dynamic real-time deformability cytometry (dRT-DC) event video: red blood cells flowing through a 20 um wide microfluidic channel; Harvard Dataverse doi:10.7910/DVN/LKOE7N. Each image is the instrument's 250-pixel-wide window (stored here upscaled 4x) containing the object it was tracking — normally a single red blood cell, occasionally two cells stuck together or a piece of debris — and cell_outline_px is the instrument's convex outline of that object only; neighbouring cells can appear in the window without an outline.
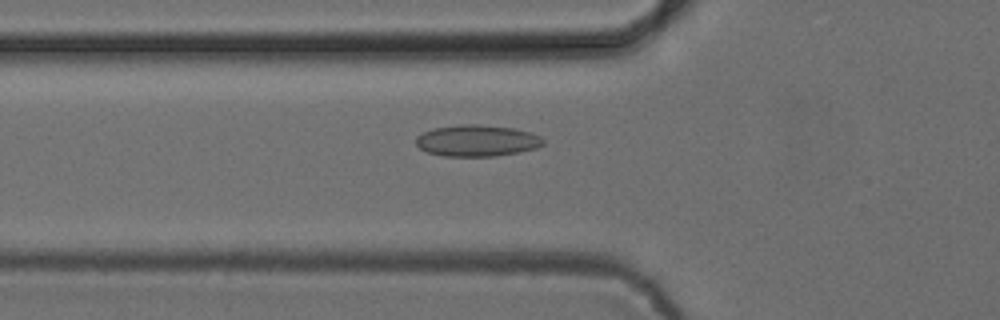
{"species": "common noctule bat (a hibernating species)", "species_latin": "Nyctalus noctula", "temperature_condition": "cold", "stored_images_in_passage": 48, "camera_frame_rate_fps": 3000, "um_per_image_px": 0.085, "animal": {"sex": "female", "body_mass_g": 24.6, "forearm_length_mm": 56.2}, "frame": {"image": 1, "passage_image": 13, "time_ms": 4.0, "image_size_px": [1000, 320], "cell_outline_px": [[544, 144], [536, 148], [520, 152], [496, 156], [444, 156], [428, 152], [420, 148], [416, 144], [416, 136], [432, 128], [460, 124], [476, 124], [516, 128], [540, 136], [544, 140]], "centroid_in_image_um": [40.54, 11.95], "position_along_channel_um": 85.3, "area_um2": 23.41}}
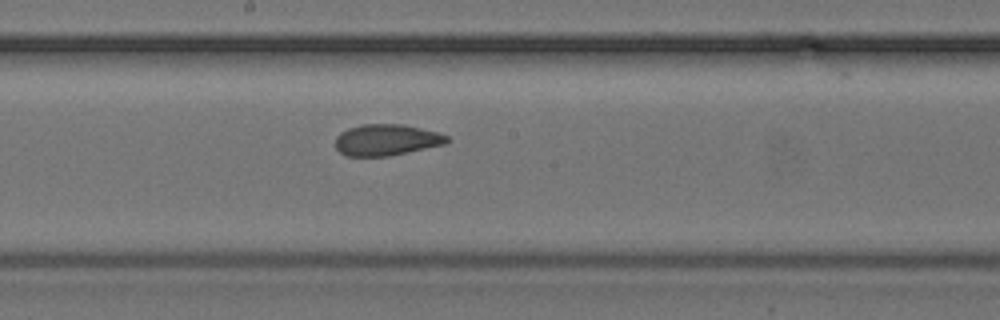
{"frame": {"image": 2, "passage_image": 23, "time_ms": 7.333, "image_size_px": [1000, 320], "cell_outline_px": [[452, 140], [444, 144], [388, 156], [348, 156], [340, 152], [336, 148], [336, 136], [340, 132], [348, 128], [360, 124], [404, 124], [436, 132], [448, 136]], "centroid_in_image_um": [32.83, 11.88], "position_along_channel_um": 215.4, "area_um2": 20.29}}
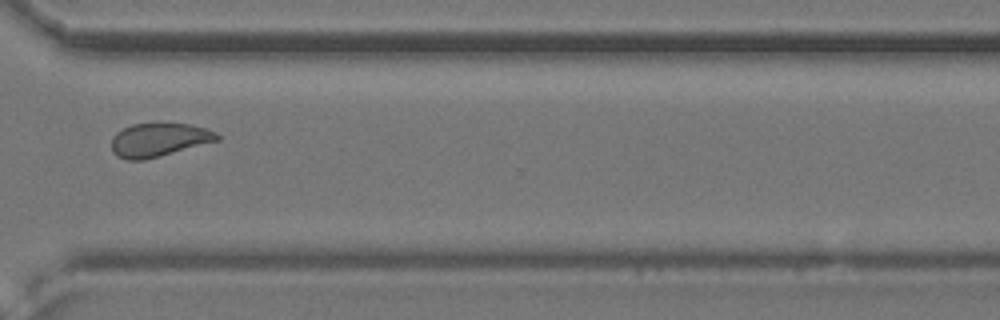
{"frame": {"image": 3, "passage_image": 34, "time_ms": 11.0, "image_size_px": [1000, 320], "cell_outline_px": [[220, 140], [160, 156], [144, 160], [128, 160], [116, 156], [112, 152], [112, 136], [116, 132], [132, 124], [188, 124], [204, 128], [216, 132], [220, 136]], "centroid_in_image_um": [13.49, 11.9], "position_along_channel_um": 357.1, "area_um2": 20.52}, "authors_computed_cell_mechanics": {"area_um2": 21.2126, "velocity_mm_per_s": 3.8689, "shape_relaxation_time_tau1_ms": null, "shape_relaxation_time_tau2_ms": 1.3857, "deformation_change_tau1": null, "deformation_change_tau2": 0.0682}}